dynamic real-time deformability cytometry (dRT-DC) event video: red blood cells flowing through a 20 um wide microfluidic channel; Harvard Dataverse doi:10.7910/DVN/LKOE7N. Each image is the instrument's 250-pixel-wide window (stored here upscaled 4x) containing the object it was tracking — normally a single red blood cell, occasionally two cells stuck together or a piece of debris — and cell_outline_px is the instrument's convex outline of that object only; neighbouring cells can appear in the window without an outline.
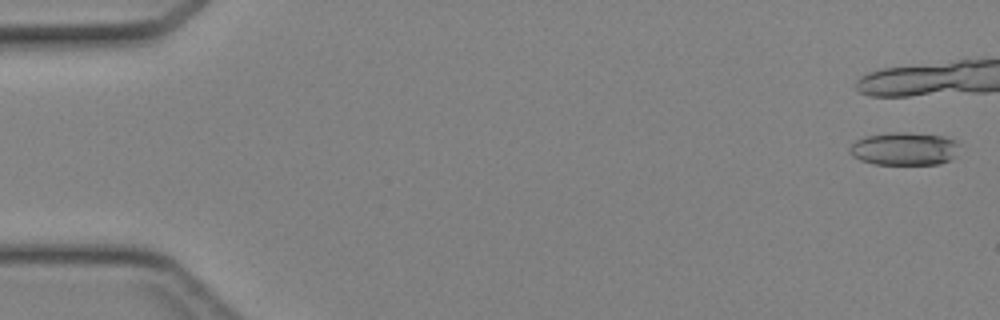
{"species": "Egyptian fruit bat (a non-hibernating species)", "species_latin": "Rousettus aegyptiacus", "temperature_condition": "cold", "stored_images_in_passage": 7, "camera_frame_rate_fps": 3000, "um_per_image_px": 0.085, "animal": {"sex": "female"}, "frame": {"image": 1, "passage_image": 1, "time_ms": 0.0, "image_size_px": [1000, 320], "cell_outline_px": [[960, 144], [956, 156], [952, 160], [940, 164], [876, 164], [860, 160], [852, 156], [848, 152], [848, 148], [856, 140], [864, 136], [888, 132], [908, 132], [944, 136], [956, 140]], "centroid_in_image_um": [76.89, 12.64], "position_along_channel_um": 8.1, "area_um2": 21.56}}